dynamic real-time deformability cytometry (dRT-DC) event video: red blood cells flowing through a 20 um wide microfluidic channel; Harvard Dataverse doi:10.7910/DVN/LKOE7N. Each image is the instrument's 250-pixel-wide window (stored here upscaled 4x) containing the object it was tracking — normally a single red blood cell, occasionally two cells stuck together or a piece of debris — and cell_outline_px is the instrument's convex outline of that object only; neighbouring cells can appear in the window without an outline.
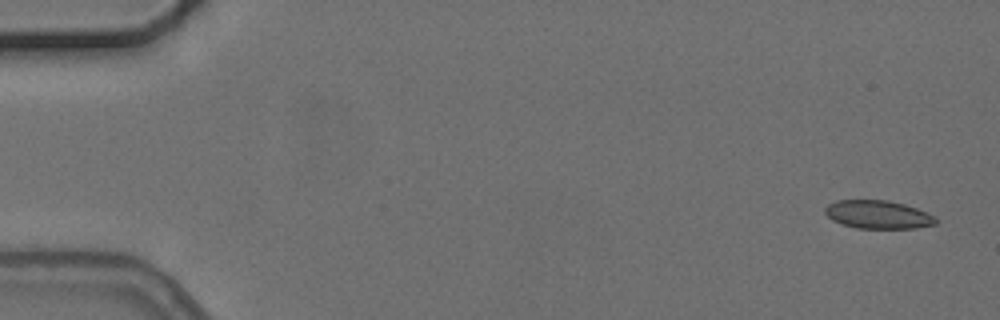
{"species": "common noctule bat (a hibernating species)", "species_latin": "Nyctalus noctula", "temperature_condition": "cold", "stored_images_in_passage": 5, "camera_frame_rate_fps": 3000, "um_per_image_px": 0.085, "animal": {"sex": "female", "body_mass_g": 24.6, "forearm_length_mm": 56.2}, "frame": {"image": 1, "passage_image": 1, "time_ms": 0.0, "image_size_px": [1000, 320], "cell_outline_px": [[936, 224], [916, 228], [856, 228], [840, 224], [832, 220], [824, 212], [824, 208], [828, 204], [836, 200], [888, 200], [904, 204], [928, 212], [936, 216]], "centroid_in_image_um": [74.62, 18.23], "position_along_channel_um": 10.4, "area_um2": 18.38}}
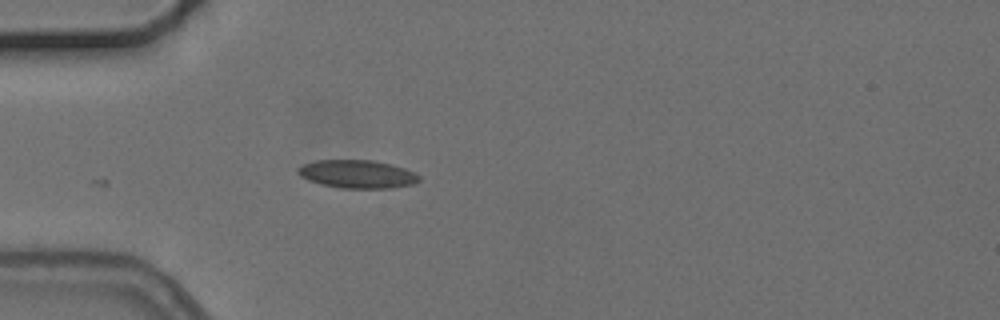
{"frame": {"image": 2, "passage_image": 5, "time_ms": 4.667, "image_size_px": [1000, 320], "cell_outline_px": [[420, 180], [412, 184], [392, 188], [340, 188], [320, 184], [308, 180], [300, 176], [296, 172], [296, 168], [304, 164], [316, 160], [372, 160], [392, 164], [416, 172], [420, 176]], "centroid_in_image_um": [30.36, 14.79], "position_along_channel_um": 54.6, "area_um2": 20.06}}